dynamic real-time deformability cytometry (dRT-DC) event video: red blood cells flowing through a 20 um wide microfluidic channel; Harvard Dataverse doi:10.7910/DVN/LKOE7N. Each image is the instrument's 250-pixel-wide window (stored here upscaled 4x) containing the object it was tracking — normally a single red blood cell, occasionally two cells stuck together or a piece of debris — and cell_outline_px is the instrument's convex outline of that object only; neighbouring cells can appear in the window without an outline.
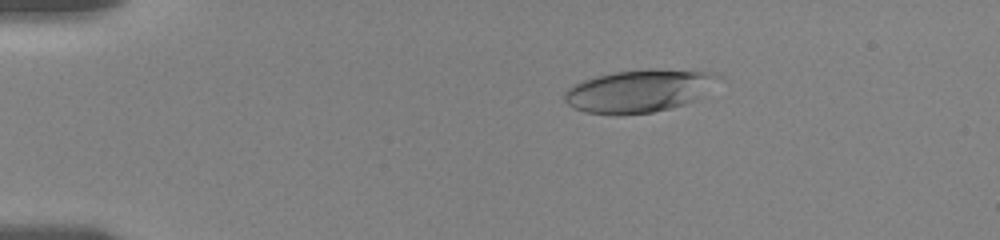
{"species": "human", "species_latin": "Homo sapiens", "temperature_condition": "room temperature", "stored_images_in_passage": 56, "camera_frame_rate_fps": 3000, "um_per_image_px": 0.085, "donor": {"sex": "female"}, "frame": {"image": 1, "passage_image": 11, "time_ms": 3.333, "image_size_px": [1000, 240], "cell_outline_px": [[724, 80], [692, 100], [684, 104], [652, 112], [616, 116], [584, 112], [568, 104], [564, 100], [564, 92], [568, 88], [584, 80], [612, 72], [644, 68], [656, 68], [708, 72], [720, 76]], "centroid_in_image_um": [54.32, 7.72], "position_along_channel_um": 30.7, "area_um2": 38.38}}
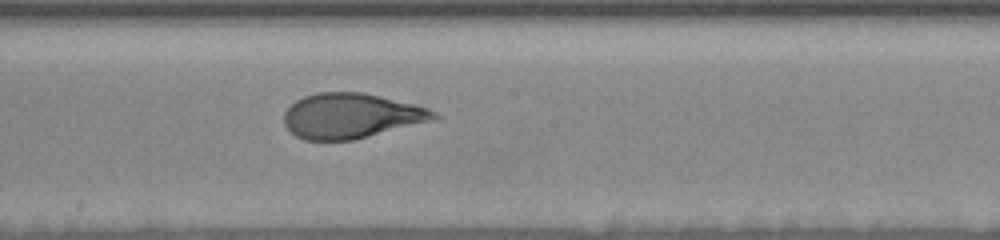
{"frame": {"image": 2, "passage_image": 32, "time_ms": 10.333, "image_size_px": [1000, 240], "cell_outline_px": [[440, 116], [432, 120], [352, 140], [304, 140], [296, 136], [284, 124], [284, 112], [296, 100], [304, 96], [316, 92], [360, 92], [380, 96], [428, 108], [436, 112]], "centroid_in_image_um": [29.81, 9.84], "position_along_channel_um": 218.4, "area_um2": 38.9}}
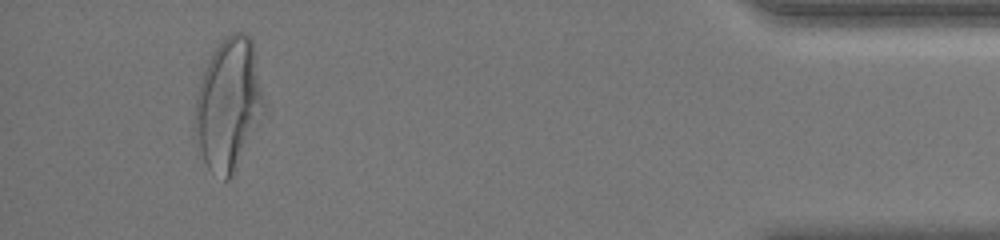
{"frame": {"image": 3, "passage_image": 53, "time_ms": 17.333, "image_size_px": [1000, 240], "cell_outline_px": [[264, 104], [236, 172], [228, 180], [224, 180], [208, 168], [204, 160], [192, 128], [192, 120], [196, 96], [200, 80], [204, 68], [212, 52], [224, 36], [232, 32], [240, 32], [252, 36], [264, 100]], "centroid_in_image_um": [19.37, 8.83], "position_along_channel_um": 415.8, "area_um2": 52.89}, "authors_computed_cell_mechanics": {"area_um2": 39.3907, "velocity_mm_per_s": 3.62, "shape_relaxation_time_tau1_ms": 5.4492, "shape_relaxation_time_tau2_ms": 0.8014, "deformation_change_tau1": 0.2242, "deformation_change_tau2": 0.0777}}